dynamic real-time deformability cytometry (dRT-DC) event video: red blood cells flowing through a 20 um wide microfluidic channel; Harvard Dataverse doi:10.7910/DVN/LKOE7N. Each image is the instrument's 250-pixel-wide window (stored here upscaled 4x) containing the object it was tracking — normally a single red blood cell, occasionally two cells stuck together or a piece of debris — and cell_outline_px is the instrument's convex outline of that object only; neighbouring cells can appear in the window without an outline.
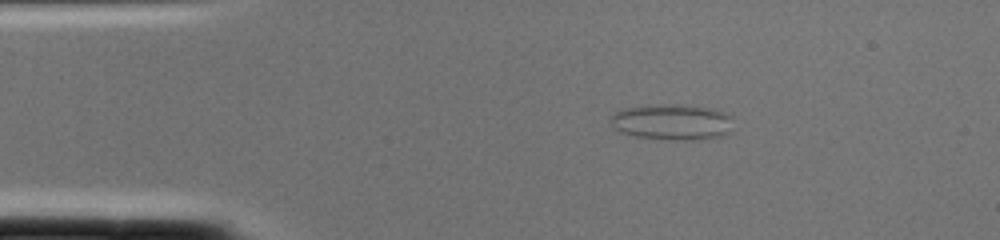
{"species": "common noctule bat (a hibernating species)", "species_latin": "Nyctalus noctula", "temperature_condition": "cold", "stored_images_in_passage": 1, "camera_frame_rate_fps": 3000, "um_per_image_px": 0.085, "animal": {"sex": "female", "body_mass_g": 22.0, "forearm_length_mm": 56.7}, "frame": {"image": 1, "passage_image": 1, "time_ms": 0.0, "image_size_px": [1000, 240], "cell_outline_px": [[732, 132], [724, 136], [696, 140], [668, 140], [636, 136], [620, 132], [612, 124], [612, 112], [624, 108], [648, 104], [684, 104], [712, 108], [728, 112], [732, 116]], "centroid_in_image_um": [57.2, 10.36], "position_along_channel_um": 27.8, "area_um2": 26.36}}